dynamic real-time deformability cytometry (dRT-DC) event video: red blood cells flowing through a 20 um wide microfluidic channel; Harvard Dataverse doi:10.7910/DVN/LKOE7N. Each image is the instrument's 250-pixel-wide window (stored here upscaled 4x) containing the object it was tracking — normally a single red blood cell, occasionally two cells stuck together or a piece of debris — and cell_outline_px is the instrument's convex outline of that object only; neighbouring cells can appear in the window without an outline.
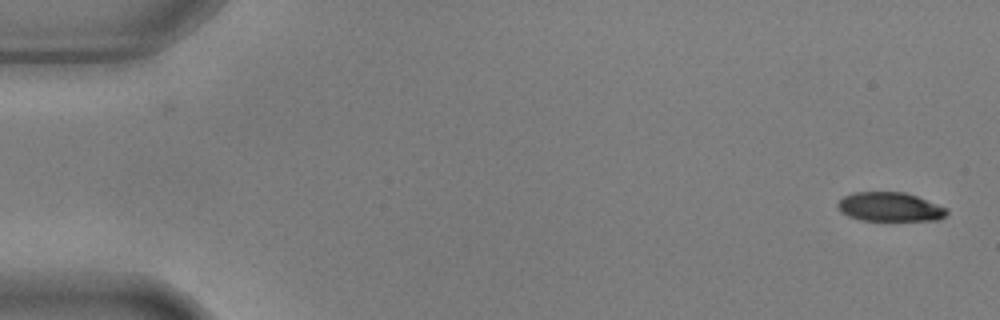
{"species": "common noctule bat (a hibernating species)", "species_latin": "Nyctalus noctula", "temperature_condition": "warm", "stored_images_in_passage": 54, "camera_frame_rate_fps": 3000, "um_per_image_px": 0.085, "animal": {"sex": "male", "body_mass_g": 17.9, "forearm_length_mm": 54.2}, "frame": {"image": 1, "passage_image": 1, "time_ms": 0.0, "image_size_px": [1000, 320], "cell_outline_px": [[948, 212], [940, 220], [860, 220], [848, 216], [840, 212], [836, 204], [844, 196], [852, 192], [904, 192], [916, 196], [948, 208]], "centroid_in_image_um": [75.62, 17.58], "position_along_channel_um": 9.4, "area_um2": 18.5}}
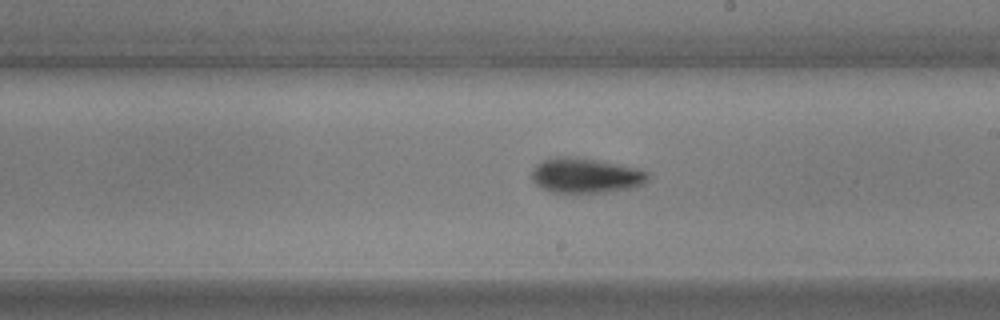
{"frame": {"image": 2, "passage_image": 31, "time_ms": 10.0, "image_size_px": [1000, 320], "cell_outline_px": [[648, 180], [644, 184], [632, 188], [608, 192], [552, 192], [540, 188], [532, 180], [532, 168], [536, 164], [544, 160], [556, 156], [576, 156], [636, 168], [648, 172]], "centroid_in_image_um": [49.76, 14.92], "position_along_channel_um": 239.2, "area_um2": 23.76}}
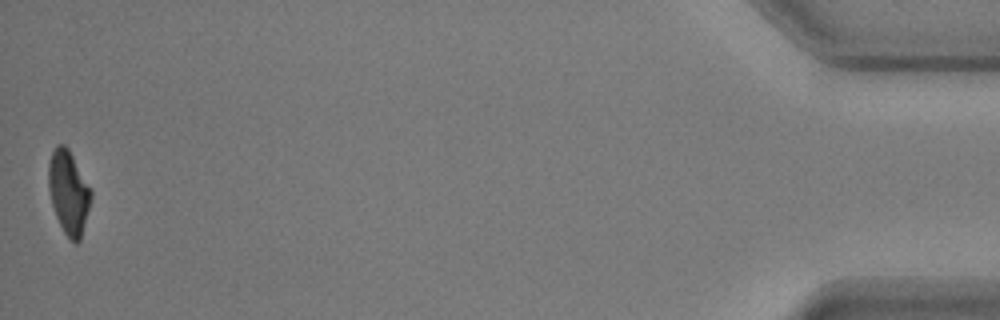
{"frame": {"image": 3, "passage_image": 54, "time_ms": 17.667, "image_size_px": [1000, 320], "cell_outline_px": [[92, 196], [80, 240], [76, 244], [64, 232], [56, 216], [52, 204], [48, 188], [48, 164], [52, 152], [56, 144], [64, 144], [68, 148], [92, 192]], "centroid_in_image_um": [5.81, 16.33], "position_along_channel_um": 429.4, "area_um2": 20.35}, "authors_computed_cell_mechanics": {"area_um2": 21.8195, "velocity_mm_per_s": 3.6729, "shape_relaxation_time_tau1_ms": 3.4255, "shape_relaxation_time_tau2_ms": 6.089, "deformation_change_tau1": 0.163, "deformation_change_tau2": 0.1189}}